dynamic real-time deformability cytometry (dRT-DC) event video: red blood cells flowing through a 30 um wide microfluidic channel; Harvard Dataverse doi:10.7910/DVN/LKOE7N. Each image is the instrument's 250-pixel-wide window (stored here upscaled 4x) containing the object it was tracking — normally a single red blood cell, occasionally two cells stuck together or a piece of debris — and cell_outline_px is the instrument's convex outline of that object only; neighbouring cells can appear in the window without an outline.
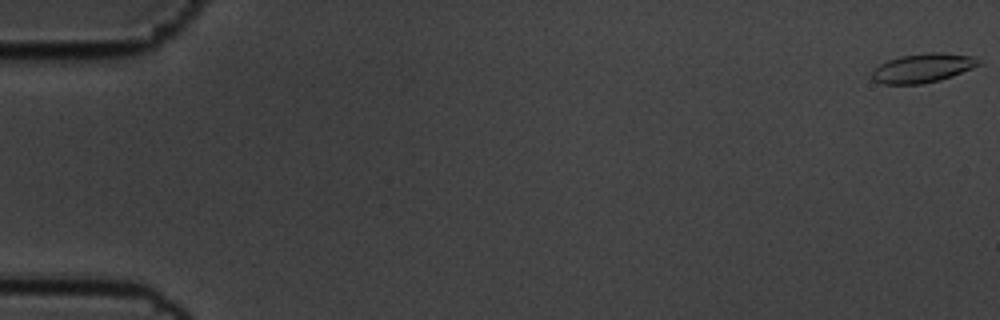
{"species": "common noctule bat (a hibernating species)", "species_latin": "Nyctalus noctula", "temperature_condition": "cold", "stored_images_in_passage": 58, "camera_frame_rate_fps": 3000, "um_per_image_px": 0.085, "animal": {"sex": "male", "body_mass_g": 19.5, "forearm_length_mm": 54.6}, "frame": {"image": 1, "passage_image": 1, "time_ms": 0.0, "image_size_px": [1000, 320], "cell_outline_px": [[980, 64], [972, 68], [952, 76], [940, 80], [920, 84], [884, 84], [872, 80], [872, 68], [888, 60], [900, 56], [928, 52], [940, 52], [972, 56]], "centroid_in_image_um": [78.37, 5.78], "position_along_channel_um": 6.6, "area_um2": 17.98}}
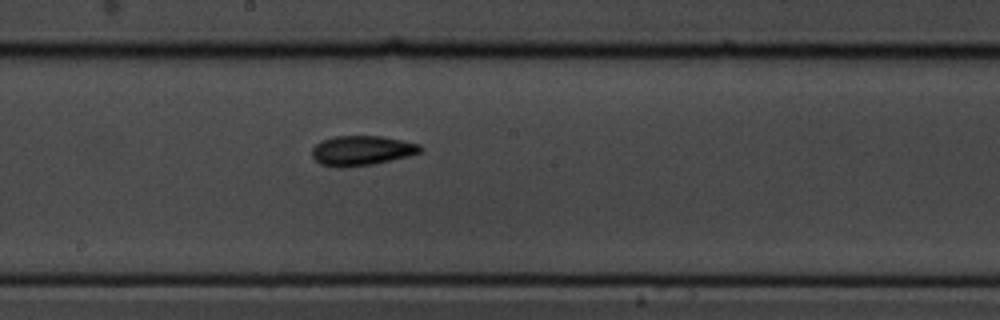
{"frame": {"image": 2, "passage_image": 32, "time_ms": 10.333, "image_size_px": [1000, 320], "cell_outline_px": [[424, 148], [420, 152], [408, 156], [372, 164], [340, 168], [320, 164], [312, 156], [312, 148], [320, 140], [336, 136], [380, 136], [420, 144]], "centroid_in_image_um": [30.72, 12.79], "position_along_channel_um": 217.5, "area_um2": 18.73}}
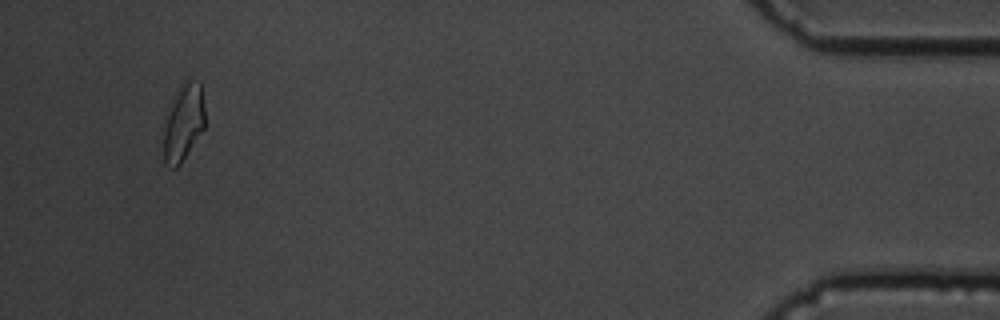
{"frame": {"image": 3, "passage_image": 55, "time_ms": 18.0, "image_size_px": [1000, 320], "cell_outline_px": [[204, 128], [180, 164], [176, 168], [172, 168], [164, 160], [164, 116], [176, 88], [180, 84], [188, 80], [200, 84], [204, 104]], "centroid_in_image_um": [15.56, 10.38], "position_along_channel_um": 419.6, "area_um2": 18.55}, "authors_computed_cell_mechanics": {"area_um2": 17.9469, "velocity_mm_per_s": 3.5517, "shape_relaxation_time_tau1_ms": 3.6851, "shape_relaxation_time_tau2_ms": 6.5261, "deformation_change_tau1": 0.115, "deformation_change_tau2": 0.1269}}